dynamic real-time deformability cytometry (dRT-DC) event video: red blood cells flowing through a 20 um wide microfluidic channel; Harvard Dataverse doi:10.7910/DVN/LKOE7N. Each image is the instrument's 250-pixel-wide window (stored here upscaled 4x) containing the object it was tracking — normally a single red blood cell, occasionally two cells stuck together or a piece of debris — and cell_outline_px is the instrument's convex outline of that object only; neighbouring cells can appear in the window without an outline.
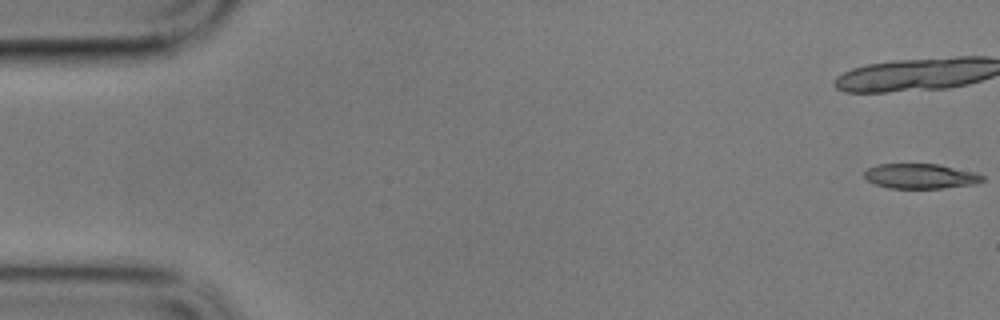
{"species": "common noctule bat (a hibernating species)", "species_latin": "Nyctalus noctula", "temperature_condition": "cold", "stored_images_in_passage": 23, "camera_frame_rate_fps": 3000, "um_per_image_px": 0.085, "animal": {"sex": "male", "body_mass_g": 17.9}, "frame": {"image": 1, "passage_image": 1, "time_ms": 0.0, "image_size_px": [1000, 320], "cell_outline_px": [[984, 180], [976, 184], [944, 188], [888, 188], [876, 184], [868, 180], [864, 176], [864, 172], [868, 168], [876, 164], [940, 164], [976, 172], [984, 176]], "centroid_in_image_um": [78.27, 14.97], "position_along_channel_um": 6.7, "area_um2": 17.28}}